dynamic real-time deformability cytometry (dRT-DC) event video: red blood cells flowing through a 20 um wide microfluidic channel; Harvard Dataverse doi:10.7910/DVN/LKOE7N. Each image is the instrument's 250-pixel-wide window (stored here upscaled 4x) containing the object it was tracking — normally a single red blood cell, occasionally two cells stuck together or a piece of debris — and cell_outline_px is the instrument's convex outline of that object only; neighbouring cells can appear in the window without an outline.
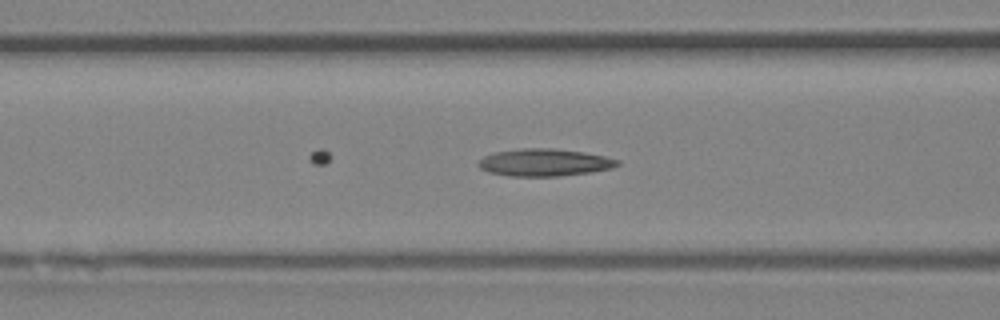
{"species": "Egyptian fruit bat (a non-hibernating species)", "species_latin": "Rousettus aegyptiacus", "temperature_condition": "room temperature", "stored_images_in_passage": 23, "camera_frame_rate_fps": 3000, "um_per_image_px": 0.085, "animal": {"sex": "female"}, "frame": {"image": 1, "passage_image": 17, "time_ms": 5.333, "image_size_px": [1000, 320], "cell_outline_px": [[620, 164], [612, 168], [588, 172], [560, 176], [508, 176], [488, 172], [480, 168], [476, 164], [484, 156], [496, 152], [520, 148], [552, 148], [584, 152], [604, 156], [620, 160]], "centroid_in_image_um": [46.26, 13.81], "position_along_channel_um": 120.3, "area_um2": 22.14}}